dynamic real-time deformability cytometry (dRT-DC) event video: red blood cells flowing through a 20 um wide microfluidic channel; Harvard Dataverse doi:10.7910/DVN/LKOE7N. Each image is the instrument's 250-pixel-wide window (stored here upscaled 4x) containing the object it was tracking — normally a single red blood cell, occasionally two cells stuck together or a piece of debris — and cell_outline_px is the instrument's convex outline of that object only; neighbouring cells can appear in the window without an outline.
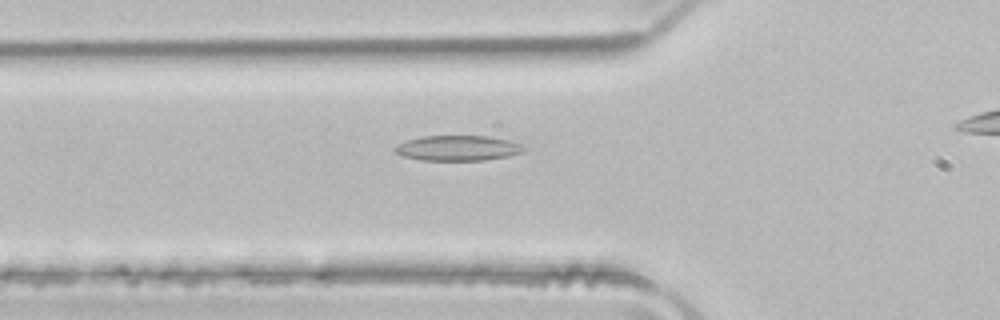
{"species": "common noctule bat (a hibernating species)", "species_latin": "Nyctalus noctula", "temperature_condition": "room temperature", "stored_images_in_passage": 28, "camera_frame_rate_fps": 3000, "um_per_image_px": 0.085, "animal": {"sex": "male", "body_mass_g": 21.5, "forearm_length_mm": 52.0}, "frame": {"image": 1, "passage_image": 2, "time_ms": 0.333, "image_size_px": [1000, 320], "cell_outline_px": [[528, 148], [524, 152], [508, 156], [484, 160], [420, 160], [404, 156], [396, 152], [392, 148], [408, 140], [424, 136], [488, 136], [508, 140], [524, 144]], "centroid_in_image_um": [38.99, 12.59], "position_along_channel_um": 86.8, "area_um2": 18.96}}
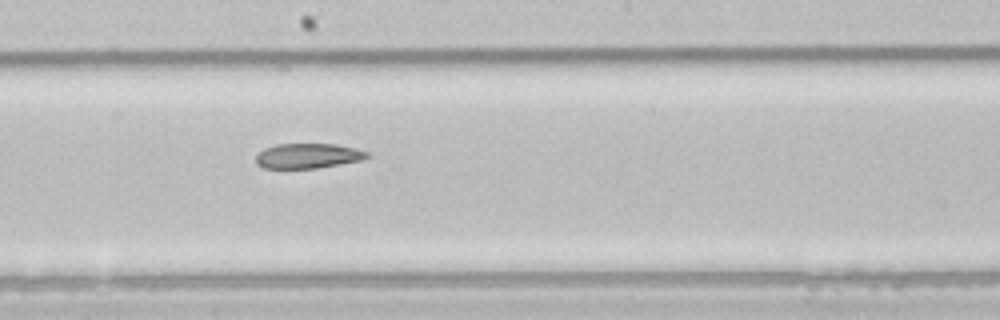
{"frame": {"image": 2, "passage_image": 12, "time_ms": 3.667, "image_size_px": [1000, 320], "cell_outline_px": [[368, 156], [364, 160], [316, 168], [264, 168], [256, 164], [256, 156], [264, 148], [276, 144], [336, 144], [356, 148], [368, 152]], "centroid_in_image_um": [26.18, 13.24], "position_along_channel_um": 222.0, "area_um2": 16.18}}
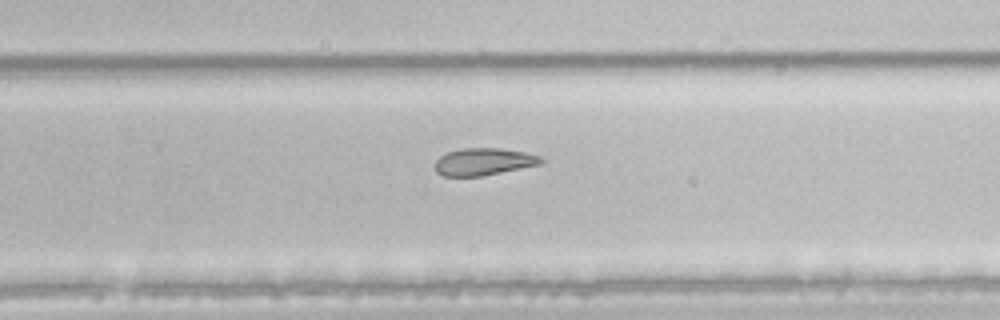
{"frame": {"image": 3, "passage_image": 17, "time_ms": 5.333, "image_size_px": [1000, 320], "cell_outline_px": [[544, 160], [540, 164], [480, 176], [444, 176], [436, 172], [436, 160], [440, 156], [448, 152], [464, 148], [500, 148], [524, 152], [540, 156]], "centroid_in_image_um": [41.1, 13.74], "position_along_channel_um": 288.7, "area_um2": 16.53}}